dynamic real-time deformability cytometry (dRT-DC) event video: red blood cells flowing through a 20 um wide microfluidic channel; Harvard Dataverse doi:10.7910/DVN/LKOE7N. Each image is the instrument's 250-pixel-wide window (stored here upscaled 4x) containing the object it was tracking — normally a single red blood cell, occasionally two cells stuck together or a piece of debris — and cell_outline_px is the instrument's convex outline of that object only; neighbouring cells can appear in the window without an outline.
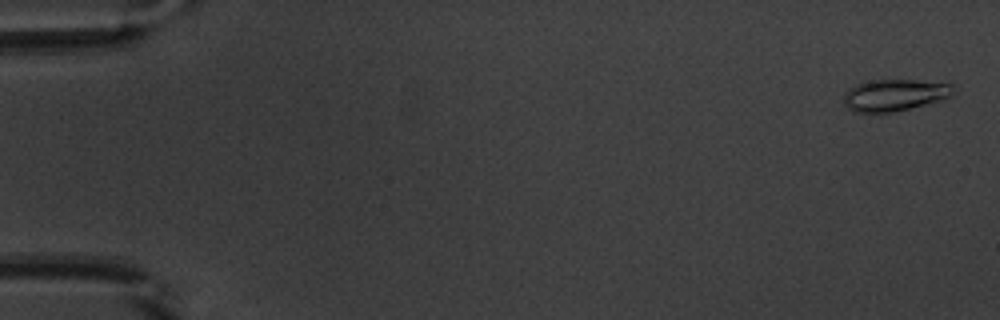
{"species": "common noctule bat (a hibernating species)", "species_latin": "Nyctalus noctula", "temperature_condition": "warm", "stored_images_in_passage": 53, "camera_frame_rate_fps": 3000, "um_per_image_px": 0.085, "animal": {"sex": "male", "body_mass_g": 20.1, "forearm_length_mm": 53.5}, "frame": {"image": 1, "passage_image": 2, "time_ms": 0.333, "image_size_px": [1000, 320], "cell_outline_px": [[952, 96], [908, 108], [892, 112], [852, 112], [844, 104], [844, 92], [856, 84], [872, 80], [916, 80], [952, 84]], "centroid_in_image_um": [75.97, 8.07], "position_along_channel_um": 9.0, "area_um2": 19.88}}
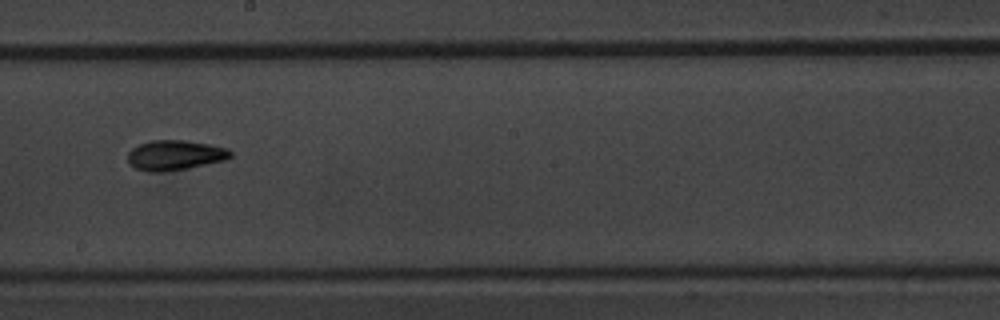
{"frame": {"image": 2, "passage_image": 31, "time_ms": 10.0, "image_size_px": [1000, 320], "cell_outline_px": [[232, 156], [228, 160], [188, 168], [160, 172], [148, 172], [136, 168], [128, 160], [128, 152], [132, 148], [140, 144], [152, 140], [184, 140], [208, 144], [228, 148], [232, 152]], "centroid_in_image_um": [14.91, 13.19], "position_along_channel_um": 233.3, "area_um2": 17.98}}
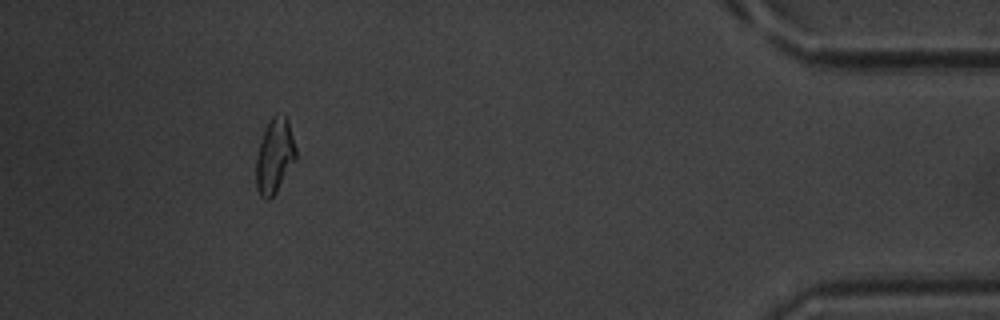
{"frame": {"image": 3, "passage_image": 49, "time_ms": 16.0, "image_size_px": [1000, 320], "cell_outline_px": [[296, 160], [276, 192], [268, 200], [264, 200], [260, 196], [256, 188], [256, 156], [260, 140], [272, 116], [276, 112], [284, 112], [288, 116], [296, 148]], "centroid_in_image_um": [23.35, 13.21], "position_along_channel_um": 411.8, "area_um2": 17.74}, "authors_computed_cell_mechanics": {"area_um2": 17.5134, "velocity_mm_per_s": 3.8865, "shape_relaxation_time_tau1_ms": 4.0657, "shape_relaxation_time_tau2_ms": 4.5303, "deformation_change_tau1": 0.1571, "deformation_change_tau2": 0.1165}}